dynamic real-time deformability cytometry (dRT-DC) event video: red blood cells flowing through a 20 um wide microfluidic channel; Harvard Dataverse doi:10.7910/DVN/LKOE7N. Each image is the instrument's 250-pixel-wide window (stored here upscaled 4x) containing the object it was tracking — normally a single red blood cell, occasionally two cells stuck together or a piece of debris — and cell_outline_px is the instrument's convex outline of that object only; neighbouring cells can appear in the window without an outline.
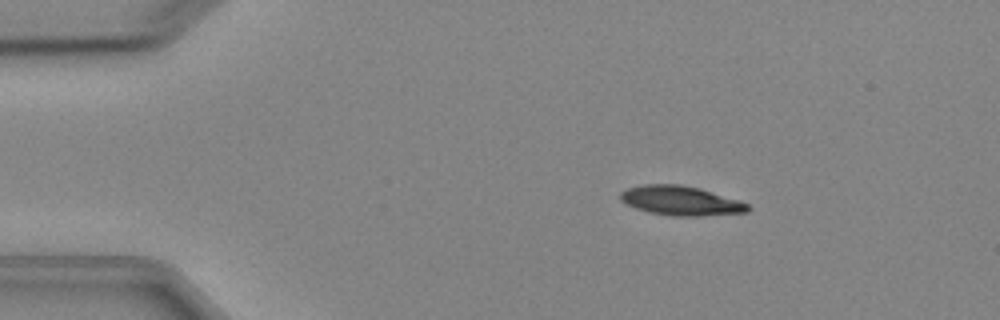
{"species": "Egyptian fruit bat (a non-hibernating species)", "species_latin": "Rousettus aegyptiacus", "temperature_condition": "cold", "stored_images_in_passage": 5, "camera_frame_rate_fps": 3000, "um_per_image_px": 0.085, "animal": {"sex": "female"}, "frame": {"image": 1, "passage_image": 2, "time_ms": 1.0, "image_size_px": [1000, 320], "cell_outline_px": [[752, 208], [748, 212], [700, 216], [668, 216], [648, 212], [636, 208], [620, 200], [620, 192], [628, 188], [644, 184], [680, 184], [700, 188], [740, 200], [748, 204]], "centroid_in_image_um": [57.89, 17.06], "position_along_channel_um": 27.1, "area_um2": 22.02}}